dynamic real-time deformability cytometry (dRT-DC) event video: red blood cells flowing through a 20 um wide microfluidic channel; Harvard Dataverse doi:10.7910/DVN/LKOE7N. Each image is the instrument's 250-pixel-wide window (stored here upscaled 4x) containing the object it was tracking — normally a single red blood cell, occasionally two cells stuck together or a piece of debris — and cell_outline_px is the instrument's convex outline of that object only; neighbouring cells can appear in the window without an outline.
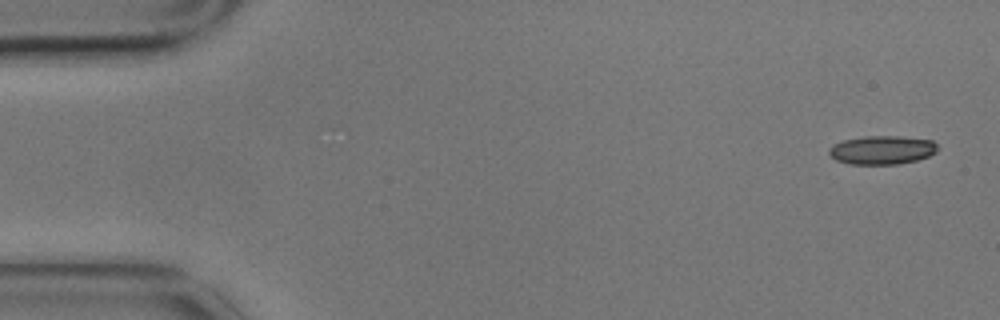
{"species": "common noctule bat (a hibernating species)", "species_latin": "Nyctalus noctula", "temperature_condition": "cold", "stored_images_in_passage": 4, "camera_frame_rate_fps": 3000, "um_per_image_px": 0.085, "animal": {"sex": "male", "body_mass_g": 17.9}, "frame": {"image": 1, "passage_image": 1, "time_ms": 0.0, "image_size_px": [1000, 320], "cell_outline_px": [[936, 152], [928, 156], [916, 160], [896, 164], [852, 164], [836, 160], [828, 152], [828, 148], [832, 144], [844, 140], [864, 136], [900, 136], [932, 140], [936, 144]], "centroid_in_image_um": [74.95, 12.74], "position_along_channel_um": 10.1, "area_um2": 18.03}}